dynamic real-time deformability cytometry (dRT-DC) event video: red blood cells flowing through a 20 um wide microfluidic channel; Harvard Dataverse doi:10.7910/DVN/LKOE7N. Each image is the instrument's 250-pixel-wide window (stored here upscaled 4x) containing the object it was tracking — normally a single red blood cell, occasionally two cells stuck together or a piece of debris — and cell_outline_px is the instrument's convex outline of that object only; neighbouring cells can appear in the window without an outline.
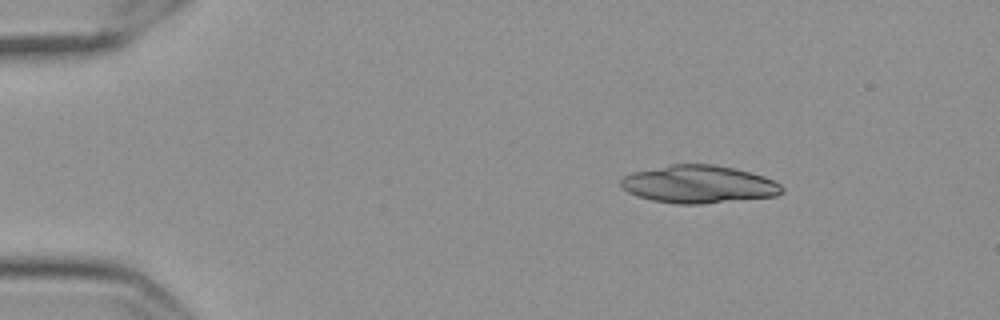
{"species": "Egyptian fruit bat (a non-hibernating species)", "species_latin": "Rousettus aegyptiacus", "temperature_condition": "cold", "stored_images_in_passage": 15, "camera_frame_rate_fps": 3000, "um_per_image_px": 0.085, "frame": {"image": 1, "passage_image": 1, "time_ms": 0.0, "image_size_px": [1000, 320], "cell_outline_px": [[784, 192], [776, 196], [704, 204], [676, 204], [652, 200], [636, 196], [620, 188], [620, 180], [624, 176], [632, 172], [672, 164], [712, 164], [732, 168], [764, 176], [780, 184], [784, 188]], "centroid_in_image_um": [59.37, 15.67], "position_along_channel_um": 25.6, "area_um2": 35.55}}